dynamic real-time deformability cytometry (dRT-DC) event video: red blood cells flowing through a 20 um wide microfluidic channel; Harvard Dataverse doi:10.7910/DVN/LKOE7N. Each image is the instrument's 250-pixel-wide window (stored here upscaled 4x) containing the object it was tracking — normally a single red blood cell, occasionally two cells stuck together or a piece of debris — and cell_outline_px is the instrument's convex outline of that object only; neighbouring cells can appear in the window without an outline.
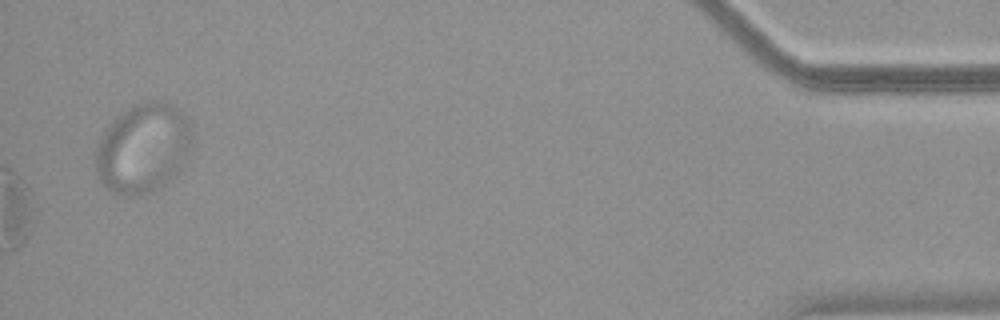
{"species": "common noctule bat (a hibernating species)", "species_latin": "Nyctalus noctula", "temperature_condition": "warm", "stored_images_in_passage": 41, "camera_frame_rate_fps": 3000, "um_per_image_px": 0.085, "animal": {"sex": "female", "body_mass_g": 18.4}, "frame": {"image": 1, "passage_image": 41, "time_ms": 13.333, "image_size_px": [1000, 320], "cell_outline_px": [[192, 140], [184, 164], [180, 172], [164, 188], [156, 192], [132, 196], [120, 196], [104, 188], [96, 176], [96, 148], [104, 132], [112, 120], [116, 116], [128, 108], [144, 100], [168, 100], [180, 108], [188, 124], [192, 136]], "centroid_in_image_um": [12.17, 12.63], "position_along_channel_um": 423.0, "area_um2": 51.44}}